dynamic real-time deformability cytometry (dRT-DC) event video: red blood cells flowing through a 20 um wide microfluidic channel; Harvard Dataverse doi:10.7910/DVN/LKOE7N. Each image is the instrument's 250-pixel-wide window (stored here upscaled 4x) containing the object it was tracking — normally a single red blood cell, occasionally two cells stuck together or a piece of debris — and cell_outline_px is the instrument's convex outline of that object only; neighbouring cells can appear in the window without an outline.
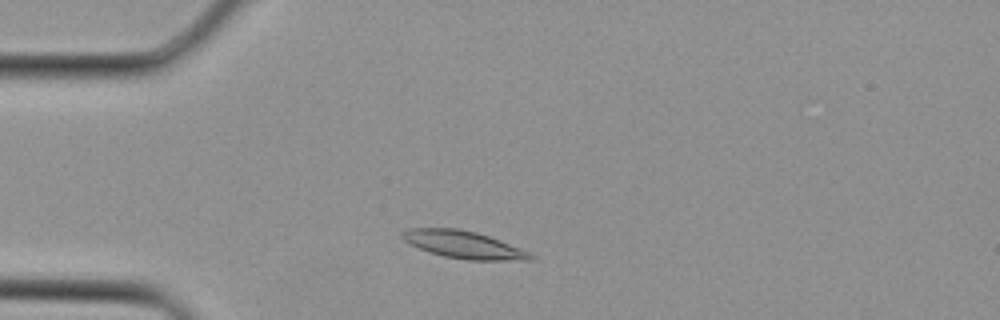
{"species": "Egyptian fruit bat (a non-hibernating species)", "species_latin": "Rousettus aegyptiacus", "temperature_condition": "cold", "stored_images_in_passage": 1, "camera_frame_rate_fps": 3000, "um_per_image_px": 0.085, "animal": {"sex": "female"}, "frame": {"image": 1, "passage_image": 1, "time_ms": 0.0, "image_size_px": [1000, 320], "cell_outline_px": [[536, 256], [532, 260], [468, 260], [444, 256], [428, 252], [408, 244], [400, 236], [400, 232], [408, 228], [456, 228], [476, 232], [500, 240], [528, 252]], "centroid_in_image_um": [39.34, 20.79], "position_along_channel_um": 45.7, "area_um2": 20.52}}